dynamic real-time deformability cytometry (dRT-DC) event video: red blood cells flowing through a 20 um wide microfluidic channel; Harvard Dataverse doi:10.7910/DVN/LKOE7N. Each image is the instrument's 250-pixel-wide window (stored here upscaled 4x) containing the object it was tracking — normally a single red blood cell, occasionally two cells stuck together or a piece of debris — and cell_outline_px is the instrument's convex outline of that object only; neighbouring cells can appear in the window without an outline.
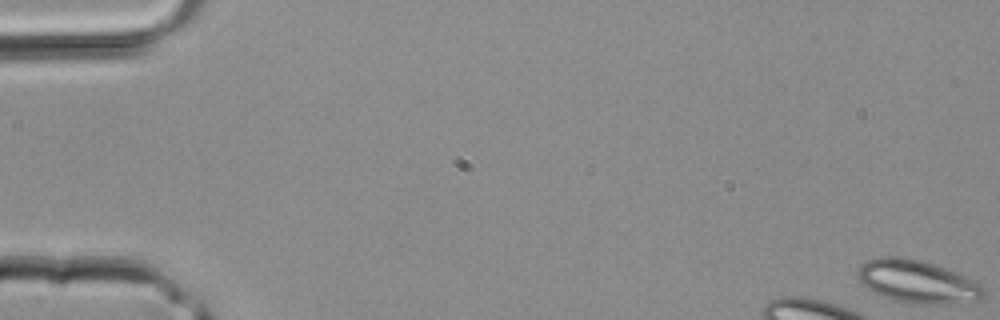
{"species": "common noctule bat (a hibernating species)", "species_latin": "Nyctalus noctula", "temperature_condition": "room temperature", "stored_images_in_passage": 7, "camera_frame_rate_fps": 3000, "um_per_image_px": 0.085, "animal": {"sex": "male", "body_mass_g": 20.4}, "frame": {"image": 1, "passage_image": 1, "time_ms": 0.0, "image_size_px": [1000, 320], "cell_outline_px": [[984, 296], [976, 300], [956, 304], [904, 304], [884, 296], [868, 288], [860, 280], [856, 272], [860, 264], [864, 260], [880, 256], [896, 256], [920, 260], [944, 268], [964, 276], [980, 284], [984, 288]], "centroid_in_image_um": [77.95, 23.94], "position_along_channel_um": 7.1, "area_um2": 31.39}}